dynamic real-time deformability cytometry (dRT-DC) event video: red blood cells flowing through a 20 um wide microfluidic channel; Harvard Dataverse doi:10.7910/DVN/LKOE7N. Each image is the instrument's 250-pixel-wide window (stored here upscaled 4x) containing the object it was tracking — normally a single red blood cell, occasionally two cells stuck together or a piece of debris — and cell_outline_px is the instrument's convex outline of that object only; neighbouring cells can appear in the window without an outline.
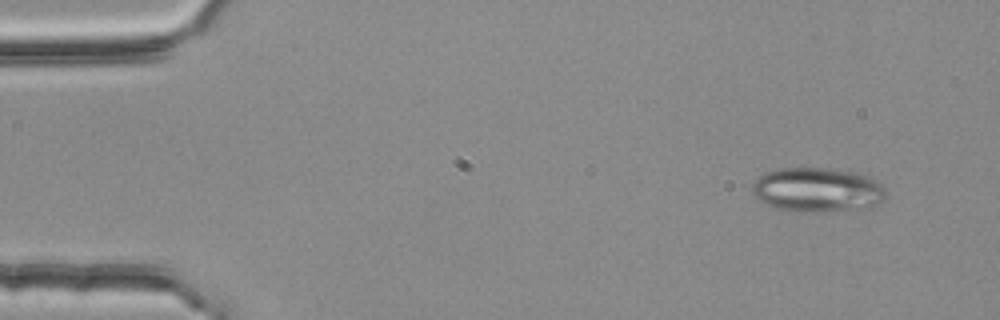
{"species": "common noctule bat (a hibernating species)", "species_latin": "Nyctalus noctula", "temperature_condition": "room temperature", "stored_images_in_passage": 4, "camera_frame_rate_fps": 3000, "um_per_image_px": 0.085, "animal": {"sex": "female", "body_mass_g": 25.1}, "frame": {"image": 1, "passage_image": 1, "time_ms": 0.0, "image_size_px": [1000, 320], "cell_outline_px": [[884, 200], [872, 208], [812, 212], [800, 212], [776, 208], [760, 200], [752, 192], [752, 184], [760, 176], [768, 172], [780, 168], [828, 168], [864, 172], [872, 176], [884, 188]], "centroid_in_image_um": [69.55, 16.12], "position_along_channel_um": 15.5, "area_um2": 34.91}}